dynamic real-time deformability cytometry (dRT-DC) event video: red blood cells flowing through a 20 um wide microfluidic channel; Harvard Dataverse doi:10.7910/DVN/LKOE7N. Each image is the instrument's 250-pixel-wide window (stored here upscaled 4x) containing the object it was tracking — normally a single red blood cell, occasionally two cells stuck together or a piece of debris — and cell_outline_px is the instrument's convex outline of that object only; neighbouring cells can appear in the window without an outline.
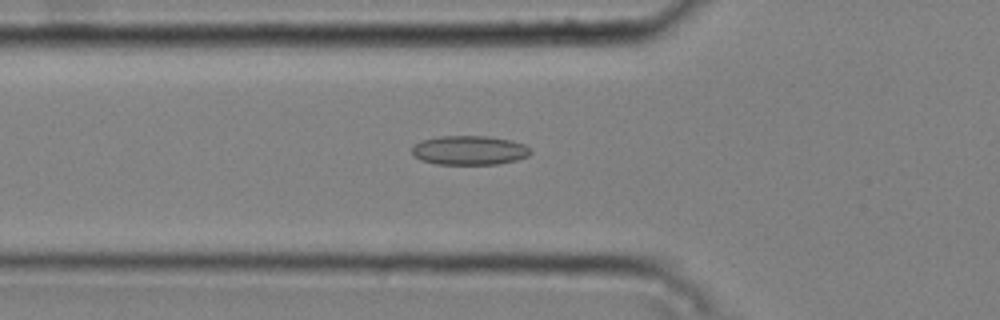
{"species": "common noctule bat (a hibernating species)", "species_latin": "Nyctalus noctula", "temperature_condition": "cold", "stored_images_in_passage": 45, "camera_frame_rate_fps": 3000, "um_per_image_px": 0.085, "animal": {"sex": "male", "body_mass_g": 20.4}, "frame": {"image": 1, "passage_image": 14, "time_ms": 4.333, "image_size_px": [1000, 320], "cell_outline_px": [[532, 152], [528, 156], [516, 160], [500, 164], [436, 164], [420, 160], [412, 152], [412, 148], [416, 144], [424, 140], [440, 136], [488, 136], [512, 140], [524, 144]], "centroid_in_image_um": [39.93, 12.78], "position_along_channel_um": 85.9, "area_um2": 20.11}}
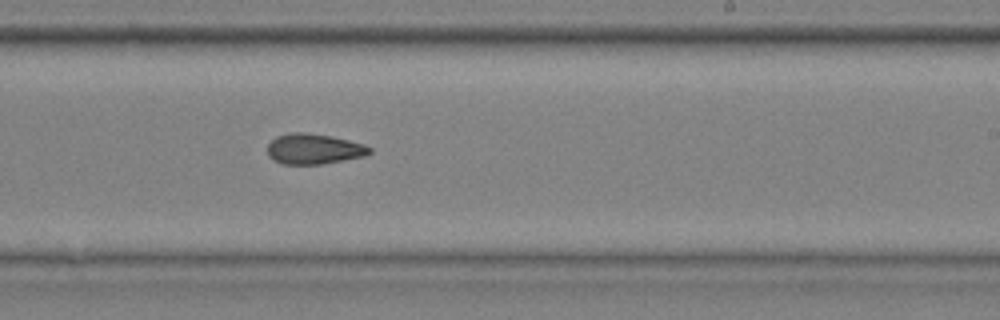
{"frame": {"image": 2, "passage_image": 28, "time_ms": 9.0, "image_size_px": [1000, 320], "cell_outline_px": [[372, 152], [364, 156], [344, 160], [320, 164], [280, 164], [272, 160], [268, 156], [268, 144], [276, 136], [288, 132], [304, 132], [332, 136], [364, 144], [372, 148]], "centroid_in_image_um": [26.65, 12.66], "position_along_channel_um": 262.3, "area_um2": 18.26}}
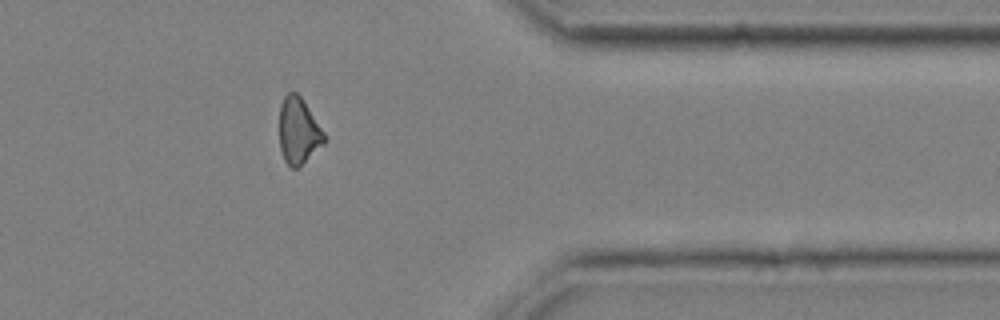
{"frame": {"image": 3, "passage_image": 39, "time_ms": 12.667, "image_size_px": [1000, 320], "cell_outline_px": [[324, 144], [296, 168], [292, 168], [284, 160], [280, 148], [280, 104], [284, 96], [288, 92], [296, 92], [300, 96], [324, 132]], "centroid_in_image_um": [25.35, 11.11], "position_along_channel_um": 386.1, "area_um2": 16.94}, "authors_computed_cell_mechanics": {"area_um2": 18.2648, "velocity_mm_per_s": 3.772, "shape_relaxation_time_tau1_ms": null, "shape_relaxation_time_tau2_ms": 4.997, "deformation_change_tau1": null, "deformation_change_tau2": 0.127}}